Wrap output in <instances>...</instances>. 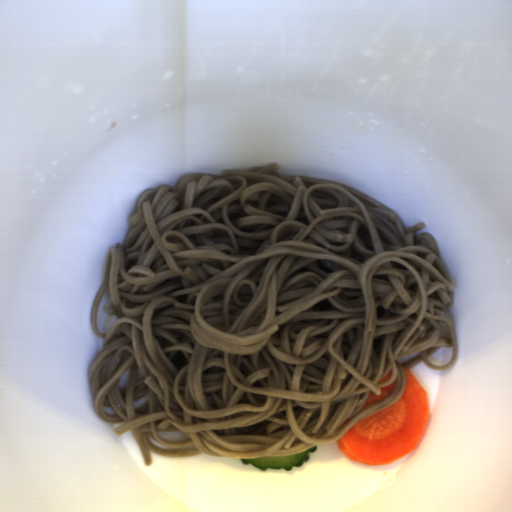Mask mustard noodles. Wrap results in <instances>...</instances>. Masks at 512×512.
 Returning a JSON list of instances; mask_svg holds the SVG:
<instances>
[{"instance_id": "obj_1", "label": "mustard noodles", "mask_w": 512, "mask_h": 512, "mask_svg": "<svg viewBox=\"0 0 512 512\" xmlns=\"http://www.w3.org/2000/svg\"><path fill=\"white\" fill-rule=\"evenodd\" d=\"M126 224L91 302L88 386L146 466L329 446L402 396L403 367L458 360L436 238L357 188L275 162L194 171L141 191Z\"/></svg>"}]
</instances>
